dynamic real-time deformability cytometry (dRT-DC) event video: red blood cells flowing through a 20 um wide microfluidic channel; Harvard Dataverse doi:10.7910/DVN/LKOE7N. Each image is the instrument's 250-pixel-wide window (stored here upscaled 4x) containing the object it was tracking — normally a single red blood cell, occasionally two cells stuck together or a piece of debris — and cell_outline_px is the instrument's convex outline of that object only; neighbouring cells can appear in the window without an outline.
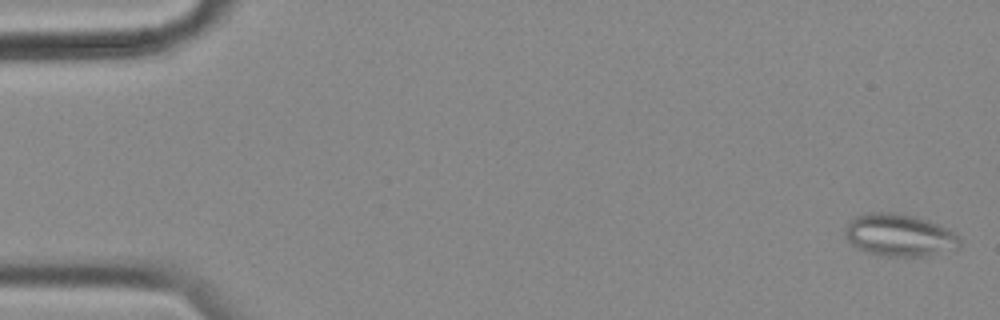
{"species": "common noctule bat (a hibernating species)", "species_latin": "Nyctalus noctula", "temperature_condition": "cold", "stored_images_in_passage": 58, "camera_frame_rate_fps": 3000, "um_per_image_px": 0.085, "animal": {"sex": "female", "body_mass_g": 18.4}, "frame": {"image": 1, "passage_image": 2, "time_ms": 0.333, "image_size_px": [1000, 320], "cell_outline_px": [[960, 244], [956, 248], [920, 256], [880, 256], [868, 252], [852, 244], [848, 240], [844, 232], [848, 224], [856, 216], [872, 212], [892, 212], [912, 216], [936, 224], [952, 232], [960, 240]], "centroid_in_image_um": [76.39, 19.99], "position_along_channel_um": 8.6, "area_um2": 27.4}}
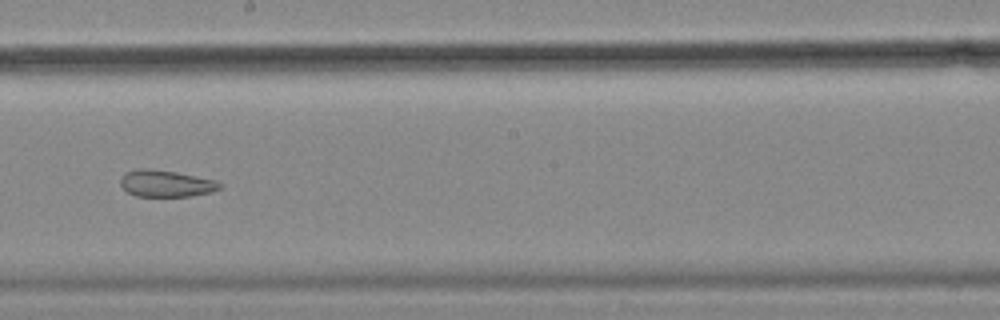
{"frame": {"image": 2, "passage_image": 33, "time_ms": 10.667, "image_size_px": [1000, 320], "cell_outline_px": [[220, 188], [208, 192], [188, 196], [136, 196], [128, 192], [120, 184], [120, 180], [124, 172], [140, 168], [148, 168], [176, 172], [212, 180], [220, 184]], "centroid_in_image_um": [14.01, 15.59], "position_along_channel_um": 234.2, "area_um2": 15.09}}
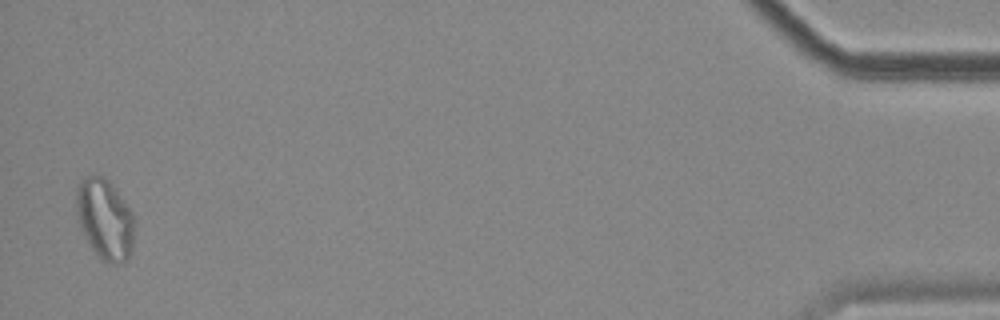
{"frame": {"image": 3, "passage_image": 57, "time_ms": 18.667, "image_size_px": [1000, 320], "cell_outline_px": [[132, 248], [128, 260], [124, 264], [108, 264], [100, 260], [92, 248], [80, 228], [76, 212], [76, 188], [88, 176], [104, 176], [108, 180], [132, 212]], "centroid_in_image_um": [8.9, 18.69], "position_along_channel_um": 426.3, "area_um2": 26.99}, "authors_computed_cell_mechanics": {"area_um2": 22.1952, "velocity_mm_per_s": 3.4887, "shape_relaxation_time_tau1_ms": null, "shape_relaxation_time_tau2_ms": 4.466, "deformation_change_tau1": null, "deformation_change_tau2": 0.119}}